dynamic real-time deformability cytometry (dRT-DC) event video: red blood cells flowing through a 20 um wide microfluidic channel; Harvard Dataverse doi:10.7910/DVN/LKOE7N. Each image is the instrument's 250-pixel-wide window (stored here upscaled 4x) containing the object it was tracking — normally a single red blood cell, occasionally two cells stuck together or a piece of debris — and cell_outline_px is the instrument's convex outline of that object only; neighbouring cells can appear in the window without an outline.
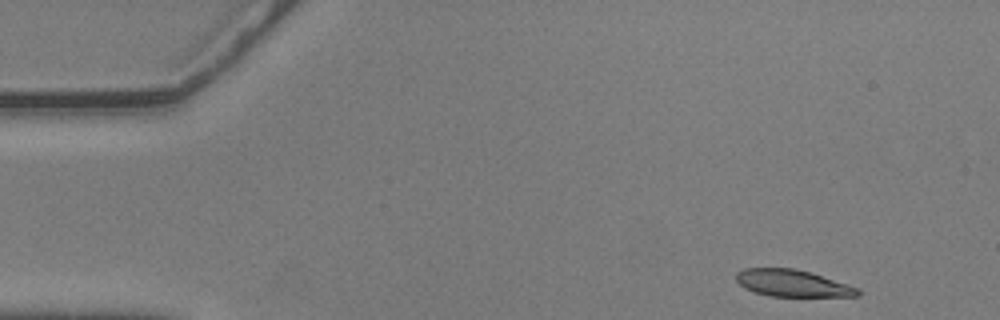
{"species": "common noctule bat (a hibernating species)", "species_latin": "Nyctalus noctula", "temperature_condition": "warm", "stored_images_in_passage": 52, "camera_frame_rate_fps": 3000, "um_per_image_px": 0.085, "animal": {"sex": "male", "body_mass_g": 20.5, "forearm_length_mm": 52.5}, "frame": {"image": 1, "passage_image": 1, "time_ms": 0.0, "image_size_px": [1000, 320], "cell_outline_px": [[860, 296], [768, 296], [744, 288], [736, 280], [736, 272], [744, 268], [796, 268], [856, 288], [860, 292]], "centroid_in_image_um": [67.27, 24.07], "position_along_channel_um": 17.7, "area_um2": 18.61}}
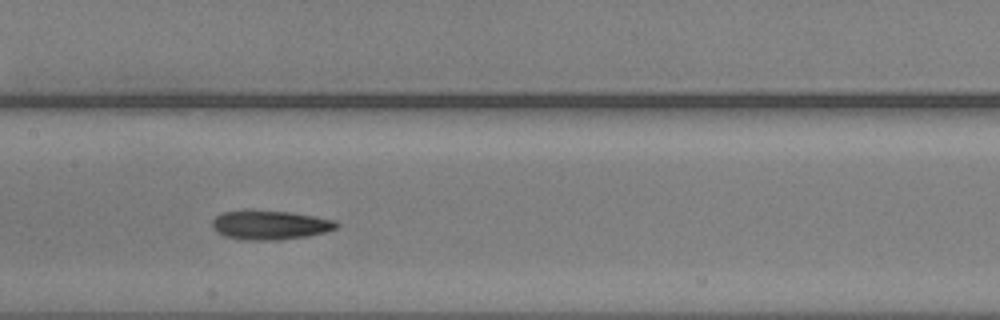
{"frame": {"image": 2, "passage_image": 23, "time_ms": 7.333, "image_size_px": [1000, 320], "cell_outline_px": [[340, 224], [336, 228], [328, 232], [308, 236], [272, 240], [240, 240], [224, 236], [216, 232], [212, 228], [212, 220], [216, 216], [224, 212], [288, 212], [336, 220]], "centroid_in_image_um": [22.97, 19.16], "position_along_channel_um": 184.4, "area_um2": 20.69}}
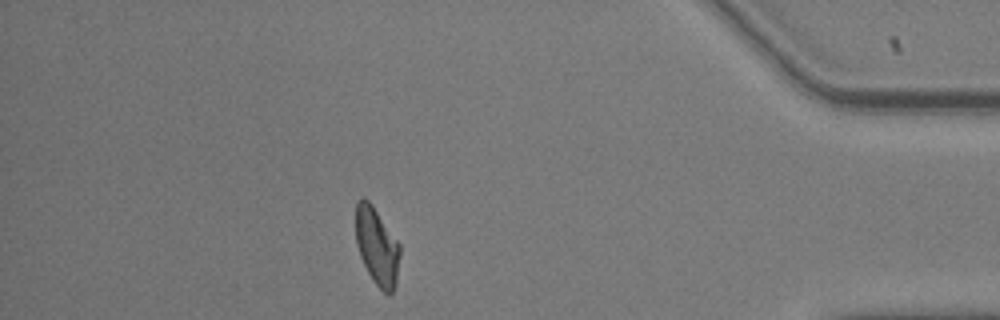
{"frame": {"image": 3, "passage_image": 45, "time_ms": 14.667, "image_size_px": [1000, 320], "cell_outline_px": [[400, 252], [396, 284], [392, 296], [388, 296], [372, 280], [360, 256], [356, 244], [356, 204], [364, 196], [372, 204], [400, 244]], "centroid_in_image_um": [32.05, 20.97], "position_along_channel_um": 403.1, "area_um2": 20.0}, "authors_computed_cell_mechanics": {"area_um2": 20.5768, "velocity_mm_per_s": 3.5842, "shape_relaxation_time_tau1_ms": 6.0826, "shape_relaxation_time_tau2_ms": 4.3559, "deformation_change_tau1": 0.2025, "deformation_change_tau2": 0.1175}}